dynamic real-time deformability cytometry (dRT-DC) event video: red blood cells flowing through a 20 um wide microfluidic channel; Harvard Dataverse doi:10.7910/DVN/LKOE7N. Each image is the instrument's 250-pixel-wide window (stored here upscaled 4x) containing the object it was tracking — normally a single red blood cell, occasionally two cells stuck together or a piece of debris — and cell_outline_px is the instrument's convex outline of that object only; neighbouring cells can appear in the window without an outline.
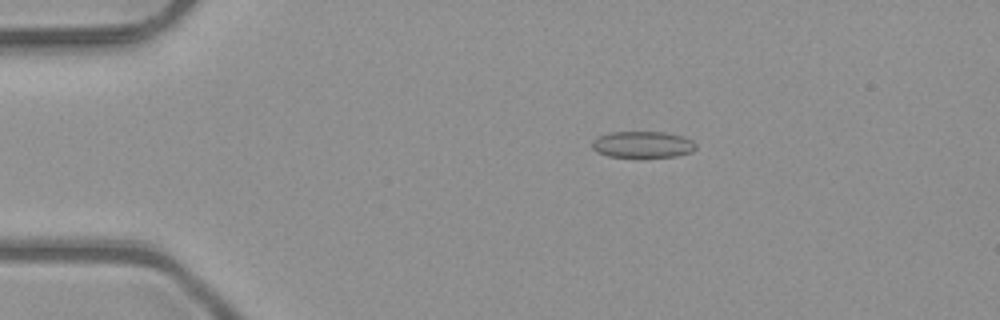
{"species": "common noctule bat (a hibernating species)", "species_latin": "Nyctalus noctula", "temperature_condition": "room temperature", "stored_images_in_passage": 3, "camera_frame_rate_fps": 3000, "um_per_image_px": 0.085, "animal": {"sex": "male", "body_mass_g": 23.1, "forearm_length_mm": 52.7}, "frame": {"image": 1, "passage_image": 1, "time_ms": 0.0, "image_size_px": [1000, 320], "cell_outline_px": [[696, 148], [692, 152], [676, 156], [640, 160], [608, 156], [596, 152], [592, 148], [592, 140], [596, 136], [612, 132], [664, 132], [684, 136], [692, 140], [696, 144]], "centroid_in_image_um": [54.61, 12.33], "position_along_channel_um": 30.4, "area_um2": 16.94}}
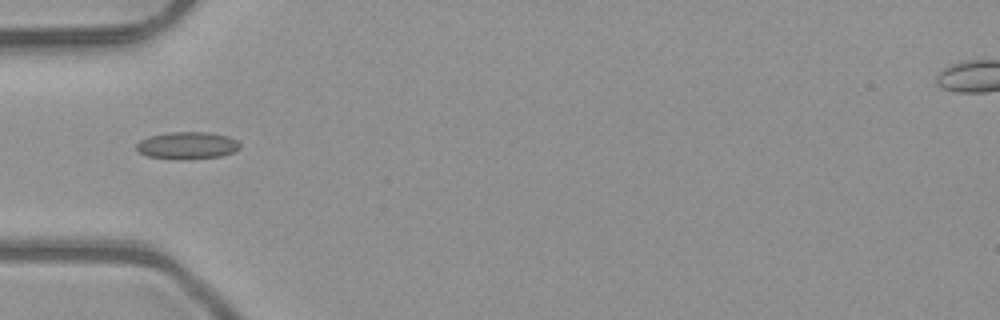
{"frame": {"image": 2, "passage_image": 3, "time_ms": 0.667, "image_size_px": [1000, 320], "cell_outline_px": [[240, 148], [232, 152], [220, 156], [192, 160], [176, 160], [148, 156], [140, 152], [136, 148], [136, 144], [140, 140], [152, 136], [168, 132], [208, 132], [228, 136], [236, 140], [240, 144]], "centroid_in_image_um": [15.93, 12.38], "position_along_channel_um": 69.1, "area_um2": 16.53}}